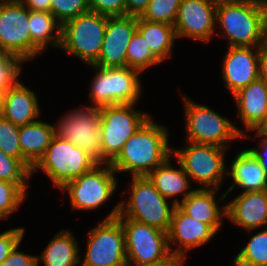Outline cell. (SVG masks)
<instances>
[{
    "label": "cell",
    "mask_w": 267,
    "mask_h": 266,
    "mask_svg": "<svg viewBox=\"0 0 267 266\" xmlns=\"http://www.w3.org/2000/svg\"><path fill=\"white\" fill-rule=\"evenodd\" d=\"M169 133L166 126L150 116L125 142L110 163L112 169L116 174L130 173L131 177L147 176L173 155V148L168 144Z\"/></svg>",
    "instance_id": "6da1fadb"
},
{
    "label": "cell",
    "mask_w": 267,
    "mask_h": 266,
    "mask_svg": "<svg viewBox=\"0 0 267 266\" xmlns=\"http://www.w3.org/2000/svg\"><path fill=\"white\" fill-rule=\"evenodd\" d=\"M217 25L228 47H258L267 37V0L218 3Z\"/></svg>",
    "instance_id": "7a4b0ae2"
},
{
    "label": "cell",
    "mask_w": 267,
    "mask_h": 266,
    "mask_svg": "<svg viewBox=\"0 0 267 266\" xmlns=\"http://www.w3.org/2000/svg\"><path fill=\"white\" fill-rule=\"evenodd\" d=\"M94 69L95 76L90 82L89 99L91 107L103 108L116 104H137L142 94L141 72L126 67H100Z\"/></svg>",
    "instance_id": "3957f363"
},
{
    "label": "cell",
    "mask_w": 267,
    "mask_h": 266,
    "mask_svg": "<svg viewBox=\"0 0 267 266\" xmlns=\"http://www.w3.org/2000/svg\"><path fill=\"white\" fill-rule=\"evenodd\" d=\"M129 200L119 202V215L168 232L176 205L163 197L147 176L131 177ZM170 204V205H169Z\"/></svg>",
    "instance_id": "277c9868"
},
{
    "label": "cell",
    "mask_w": 267,
    "mask_h": 266,
    "mask_svg": "<svg viewBox=\"0 0 267 266\" xmlns=\"http://www.w3.org/2000/svg\"><path fill=\"white\" fill-rule=\"evenodd\" d=\"M186 140L228 148L230 142L242 139L243 129L207 105L183 95ZM240 128V129H239Z\"/></svg>",
    "instance_id": "5b68a950"
},
{
    "label": "cell",
    "mask_w": 267,
    "mask_h": 266,
    "mask_svg": "<svg viewBox=\"0 0 267 266\" xmlns=\"http://www.w3.org/2000/svg\"><path fill=\"white\" fill-rule=\"evenodd\" d=\"M98 163L70 141L54 136L44 155L33 166L31 174L41 169L52 185L61 189L67 182L90 171Z\"/></svg>",
    "instance_id": "8992f818"
},
{
    "label": "cell",
    "mask_w": 267,
    "mask_h": 266,
    "mask_svg": "<svg viewBox=\"0 0 267 266\" xmlns=\"http://www.w3.org/2000/svg\"><path fill=\"white\" fill-rule=\"evenodd\" d=\"M125 234L127 261L138 264L181 266L168 247L167 232L126 217H116Z\"/></svg>",
    "instance_id": "52a82bcc"
},
{
    "label": "cell",
    "mask_w": 267,
    "mask_h": 266,
    "mask_svg": "<svg viewBox=\"0 0 267 266\" xmlns=\"http://www.w3.org/2000/svg\"><path fill=\"white\" fill-rule=\"evenodd\" d=\"M187 147L173 148V157L182 165L192 183L200 184L204 189H220L227 176L226 152L213 144L188 142Z\"/></svg>",
    "instance_id": "ba28073f"
},
{
    "label": "cell",
    "mask_w": 267,
    "mask_h": 266,
    "mask_svg": "<svg viewBox=\"0 0 267 266\" xmlns=\"http://www.w3.org/2000/svg\"><path fill=\"white\" fill-rule=\"evenodd\" d=\"M119 215V201L99 224L88 232L85 256L80 266H123L127 262L125 234Z\"/></svg>",
    "instance_id": "9c48e42d"
},
{
    "label": "cell",
    "mask_w": 267,
    "mask_h": 266,
    "mask_svg": "<svg viewBox=\"0 0 267 266\" xmlns=\"http://www.w3.org/2000/svg\"><path fill=\"white\" fill-rule=\"evenodd\" d=\"M108 16L88 11L64 23L59 49L84 64H94L100 55Z\"/></svg>",
    "instance_id": "30bf717a"
},
{
    "label": "cell",
    "mask_w": 267,
    "mask_h": 266,
    "mask_svg": "<svg viewBox=\"0 0 267 266\" xmlns=\"http://www.w3.org/2000/svg\"><path fill=\"white\" fill-rule=\"evenodd\" d=\"M115 173L109 163H98L59 190L69 195L73 210H94L103 204L105 206L117 189L118 180Z\"/></svg>",
    "instance_id": "8fae6325"
},
{
    "label": "cell",
    "mask_w": 267,
    "mask_h": 266,
    "mask_svg": "<svg viewBox=\"0 0 267 266\" xmlns=\"http://www.w3.org/2000/svg\"><path fill=\"white\" fill-rule=\"evenodd\" d=\"M66 113L55 124V135L72 142L97 163H102L100 108L81 105L80 108L71 109Z\"/></svg>",
    "instance_id": "7c38bea8"
},
{
    "label": "cell",
    "mask_w": 267,
    "mask_h": 266,
    "mask_svg": "<svg viewBox=\"0 0 267 266\" xmlns=\"http://www.w3.org/2000/svg\"><path fill=\"white\" fill-rule=\"evenodd\" d=\"M136 104H116L100 108L102 116V163H111L125 142L151 116L135 109Z\"/></svg>",
    "instance_id": "4fadbf2b"
},
{
    "label": "cell",
    "mask_w": 267,
    "mask_h": 266,
    "mask_svg": "<svg viewBox=\"0 0 267 266\" xmlns=\"http://www.w3.org/2000/svg\"><path fill=\"white\" fill-rule=\"evenodd\" d=\"M29 9L21 2H0V51L32 60Z\"/></svg>",
    "instance_id": "5bb4252c"
},
{
    "label": "cell",
    "mask_w": 267,
    "mask_h": 266,
    "mask_svg": "<svg viewBox=\"0 0 267 266\" xmlns=\"http://www.w3.org/2000/svg\"><path fill=\"white\" fill-rule=\"evenodd\" d=\"M216 8L213 0H181L174 24L177 39L209 43L217 33Z\"/></svg>",
    "instance_id": "9a60e30c"
},
{
    "label": "cell",
    "mask_w": 267,
    "mask_h": 266,
    "mask_svg": "<svg viewBox=\"0 0 267 266\" xmlns=\"http://www.w3.org/2000/svg\"><path fill=\"white\" fill-rule=\"evenodd\" d=\"M216 234L218 233L210 225L186 215L176 206L167 232L170 253L183 266L188 251L208 244ZM172 244L176 245V249H171Z\"/></svg>",
    "instance_id": "2e32d148"
},
{
    "label": "cell",
    "mask_w": 267,
    "mask_h": 266,
    "mask_svg": "<svg viewBox=\"0 0 267 266\" xmlns=\"http://www.w3.org/2000/svg\"><path fill=\"white\" fill-rule=\"evenodd\" d=\"M137 30V16L108 17L107 27L98 60L100 67H126L127 47Z\"/></svg>",
    "instance_id": "e0dca14e"
},
{
    "label": "cell",
    "mask_w": 267,
    "mask_h": 266,
    "mask_svg": "<svg viewBox=\"0 0 267 266\" xmlns=\"http://www.w3.org/2000/svg\"><path fill=\"white\" fill-rule=\"evenodd\" d=\"M222 62V79L232 96L260 78L258 47H228Z\"/></svg>",
    "instance_id": "ac0fdd59"
},
{
    "label": "cell",
    "mask_w": 267,
    "mask_h": 266,
    "mask_svg": "<svg viewBox=\"0 0 267 266\" xmlns=\"http://www.w3.org/2000/svg\"><path fill=\"white\" fill-rule=\"evenodd\" d=\"M240 122L243 123L242 139H249V131L267 127V82L257 79L240 89L233 96ZM247 131V132H246Z\"/></svg>",
    "instance_id": "d6986e66"
},
{
    "label": "cell",
    "mask_w": 267,
    "mask_h": 266,
    "mask_svg": "<svg viewBox=\"0 0 267 266\" xmlns=\"http://www.w3.org/2000/svg\"><path fill=\"white\" fill-rule=\"evenodd\" d=\"M226 218L248 233L267 227V189L241 192L228 201Z\"/></svg>",
    "instance_id": "ffe728a7"
},
{
    "label": "cell",
    "mask_w": 267,
    "mask_h": 266,
    "mask_svg": "<svg viewBox=\"0 0 267 266\" xmlns=\"http://www.w3.org/2000/svg\"><path fill=\"white\" fill-rule=\"evenodd\" d=\"M230 164V169H227V176L232 178V184L225 193H222L219 201L229 197L228 195L233 189H236V186L242 189L243 192L267 189V173L248 149L237 153Z\"/></svg>",
    "instance_id": "44dd1931"
},
{
    "label": "cell",
    "mask_w": 267,
    "mask_h": 266,
    "mask_svg": "<svg viewBox=\"0 0 267 266\" xmlns=\"http://www.w3.org/2000/svg\"><path fill=\"white\" fill-rule=\"evenodd\" d=\"M41 110L36 93L20 80L4 94L1 116L16 125L37 121Z\"/></svg>",
    "instance_id": "7402d4cb"
},
{
    "label": "cell",
    "mask_w": 267,
    "mask_h": 266,
    "mask_svg": "<svg viewBox=\"0 0 267 266\" xmlns=\"http://www.w3.org/2000/svg\"><path fill=\"white\" fill-rule=\"evenodd\" d=\"M220 189L195 188L177 206L188 216L210 225L217 233L222 228V220L226 218V204L220 208L216 202V193ZM224 217V218H223Z\"/></svg>",
    "instance_id": "603a6c76"
},
{
    "label": "cell",
    "mask_w": 267,
    "mask_h": 266,
    "mask_svg": "<svg viewBox=\"0 0 267 266\" xmlns=\"http://www.w3.org/2000/svg\"><path fill=\"white\" fill-rule=\"evenodd\" d=\"M173 155L170 156L164 163L156 167L151 171L147 177L154 184L160 194L166 199L174 198V205H178L182 200L189 196L194 190L190 189V178L184 171L180 162L175 161L179 165V168H175L171 165ZM181 195V199H177V196Z\"/></svg>",
    "instance_id": "cb8c5ba5"
},
{
    "label": "cell",
    "mask_w": 267,
    "mask_h": 266,
    "mask_svg": "<svg viewBox=\"0 0 267 266\" xmlns=\"http://www.w3.org/2000/svg\"><path fill=\"white\" fill-rule=\"evenodd\" d=\"M78 245L74 234L63 229L56 233L42 253L37 255V265L43 263V266H79L82 257Z\"/></svg>",
    "instance_id": "d4e9b609"
},
{
    "label": "cell",
    "mask_w": 267,
    "mask_h": 266,
    "mask_svg": "<svg viewBox=\"0 0 267 266\" xmlns=\"http://www.w3.org/2000/svg\"><path fill=\"white\" fill-rule=\"evenodd\" d=\"M29 28L32 39V60L47 50L49 45L60 47L62 25L51 12L29 10Z\"/></svg>",
    "instance_id": "484cf974"
},
{
    "label": "cell",
    "mask_w": 267,
    "mask_h": 266,
    "mask_svg": "<svg viewBox=\"0 0 267 266\" xmlns=\"http://www.w3.org/2000/svg\"><path fill=\"white\" fill-rule=\"evenodd\" d=\"M55 136L54 125L37 120L21 125L19 142L22 155L34 166L44 155Z\"/></svg>",
    "instance_id": "4316f807"
},
{
    "label": "cell",
    "mask_w": 267,
    "mask_h": 266,
    "mask_svg": "<svg viewBox=\"0 0 267 266\" xmlns=\"http://www.w3.org/2000/svg\"><path fill=\"white\" fill-rule=\"evenodd\" d=\"M137 31L145 39L154 57L164 62L173 55V47L177 36L173 25L150 22L137 17Z\"/></svg>",
    "instance_id": "83f0119b"
},
{
    "label": "cell",
    "mask_w": 267,
    "mask_h": 266,
    "mask_svg": "<svg viewBox=\"0 0 267 266\" xmlns=\"http://www.w3.org/2000/svg\"><path fill=\"white\" fill-rule=\"evenodd\" d=\"M232 266H267V228L251 235L233 259Z\"/></svg>",
    "instance_id": "f1b7e54d"
},
{
    "label": "cell",
    "mask_w": 267,
    "mask_h": 266,
    "mask_svg": "<svg viewBox=\"0 0 267 266\" xmlns=\"http://www.w3.org/2000/svg\"><path fill=\"white\" fill-rule=\"evenodd\" d=\"M127 66L143 73L145 70L157 66L160 62L154 57L150 47L142 35L136 30L132 36L126 52Z\"/></svg>",
    "instance_id": "f546056e"
},
{
    "label": "cell",
    "mask_w": 267,
    "mask_h": 266,
    "mask_svg": "<svg viewBox=\"0 0 267 266\" xmlns=\"http://www.w3.org/2000/svg\"><path fill=\"white\" fill-rule=\"evenodd\" d=\"M20 126L0 115V149L8 156L19 159L30 171L33 165L22 155L19 142Z\"/></svg>",
    "instance_id": "4dcf8cb0"
},
{
    "label": "cell",
    "mask_w": 267,
    "mask_h": 266,
    "mask_svg": "<svg viewBox=\"0 0 267 266\" xmlns=\"http://www.w3.org/2000/svg\"><path fill=\"white\" fill-rule=\"evenodd\" d=\"M31 171L19 160L6 155L0 149V180L17 184L25 193L28 191Z\"/></svg>",
    "instance_id": "1f68e13d"
},
{
    "label": "cell",
    "mask_w": 267,
    "mask_h": 266,
    "mask_svg": "<svg viewBox=\"0 0 267 266\" xmlns=\"http://www.w3.org/2000/svg\"><path fill=\"white\" fill-rule=\"evenodd\" d=\"M180 4L181 0H150L140 17L146 21L174 26Z\"/></svg>",
    "instance_id": "d6a6232c"
},
{
    "label": "cell",
    "mask_w": 267,
    "mask_h": 266,
    "mask_svg": "<svg viewBox=\"0 0 267 266\" xmlns=\"http://www.w3.org/2000/svg\"><path fill=\"white\" fill-rule=\"evenodd\" d=\"M26 196L17 184L0 180V220L7 219L20 209Z\"/></svg>",
    "instance_id": "836d02e7"
},
{
    "label": "cell",
    "mask_w": 267,
    "mask_h": 266,
    "mask_svg": "<svg viewBox=\"0 0 267 266\" xmlns=\"http://www.w3.org/2000/svg\"><path fill=\"white\" fill-rule=\"evenodd\" d=\"M88 11V0H51L50 3V12L61 25Z\"/></svg>",
    "instance_id": "e575fe53"
},
{
    "label": "cell",
    "mask_w": 267,
    "mask_h": 266,
    "mask_svg": "<svg viewBox=\"0 0 267 266\" xmlns=\"http://www.w3.org/2000/svg\"><path fill=\"white\" fill-rule=\"evenodd\" d=\"M22 63L17 56L0 51V90H8L19 81Z\"/></svg>",
    "instance_id": "d590c367"
},
{
    "label": "cell",
    "mask_w": 267,
    "mask_h": 266,
    "mask_svg": "<svg viewBox=\"0 0 267 266\" xmlns=\"http://www.w3.org/2000/svg\"><path fill=\"white\" fill-rule=\"evenodd\" d=\"M89 9L108 17L125 16V0H88Z\"/></svg>",
    "instance_id": "8d00e7d4"
},
{
    "label": "cell",
    "mask_w": 267,
    "mask_h": 266,
    "mask_svg": "<svg viewBox=\"0 0 267 266\" xmlns=\"http://www.w3.org/2000/svg\"><path fill=\"white\" fill-rule=\"evenodd\" d=\"M25 228H11L0 234V265L8 258L10 252L17 244L22 242Z\"/></svg>",
    "instance_id": "74e56055"
},
{
    "label": "cell",
    "mask_w": 267,
    "mask_h": 266,
    "mask_svg": "<svg viewBox=\"0 0 267 266\" xmlns=\"http://www.w3.org/2000/svg\"><path fill=\"white\" fill-rule=\"evenodd\" d=\"M20 244L21 242L15 246L8 258L0 266H38L37 255L21 252L19 250Z\"/></svg>",
    "instance_id": "f35d334b"
},
{
    "label": "cell",
    "mask_w": 267,
    "mask_h": 266,
    "mask_svg": "<svg viewBox=\"0 0 267 266\" xmlns=\"http://www.w3.org/2000/svg\"><path fill=\"white\" fill-rule=\"evenodd\" d=\"M253 133V138L260 137V144H256V147L250 148L248 150L257 158V160L267 173V130L257 129L254 130Z\"/></svg>",
    "instance_id": "ab89813d"
},
{
    "label": "cell",
    "mask_w": 267,
    "mask_h": 266,
    "mask_svg": "<svg viewBox=\"0 0 267 266\" xmlns=\"http://www.w3.org/2000/svg\"><path fill=\"white\" fill-rule=\"evenodd\" d=\"M150 0H125L126 15L141 16L147 9Z\"/></svg>",
    "instance_id": "60d3db41"
},
{
    "label": "cell",
    "mask_w": 267,
    "mask_h": 266,
    "mask_svg": "<svg viewBox=\"0 0 267 266\" xmlns=\"http://www.w3.org/2000/svg\"><path fill=\"white\" fill-rule=\"evenodd\" d=\"M259 77L267 82V37L258 46Z\"/></svg>",
    "instance_id": "b9f144b4"
},
{
    "label": "cell",
    "mask_w": 267,
    "mask_h": 266,
    "mask_svg": "<svg viewBox=\"0 0 267 266\" xmlns=\"http://www.w3.org/2000/svg\"><path fill=\"white\" fill-rule=\"evenodd\" d=\"M21 2L29 10L50 12L51 0H21Z\"/></svg>",
    "instance_id": "7bdbcfd3"
},
{
    "label": "cell",
    "mask_w": 267,
    "mask_h": 266,
    "mask_svg": "<svg viewBox=\"0 0 267 266\" xmlns=\"http://www.w3.org/2000/svg\"><path fill=\"white\" fill-rule=\"evenodd\" d=\"M123 266H160V265H153V264H138L135 262L127 261Z\"/></svg>",
    "instance_id": "ee69618b"
},
{
    "label": "cell",
    "mask_w": 267,
    "mask_h": 266,
    "mask_svg": "<svg viewBox=\"0 0 267 266\" xmlns=\"http://www.w3.org/2000/svg\"><path fill=\"white\" fill-rule=\"evenodd\" d=\"M7 90H0V115L3 108L4 94Z\"/></svg>",
    "instance_id": "f6af8a7d"
},
{
    "label": "cell",
    "mask_w": 267,
    "mask_h": 266,
    "mask_svg": "<svg viewBox=\"0 0 267 266\" xmlns=\"http://www.w3.org/2000/svg\"><path fill=\"white\" fill-rule=\"evenodd\" d=\"M216 4L223 3V2H237V1H243V0H213Z\"/></svg>",
    "instance_id": "bcb514c9"
},
{
    "label": "cell",
    "mask_w": 267,
    "mask_h": 266,
    "mask_svg": "<svg viewBox=\"0 0 267 266\" xmlns=\"http://www.w3.org/2000/svg\"><path fill=\"white\" fill-rule=\"evenodd\" d=\"M14 1H21V0H0V2H14Z\"/></svg>",
    "instance_id": "7dc6e473"
}]
</instances>
